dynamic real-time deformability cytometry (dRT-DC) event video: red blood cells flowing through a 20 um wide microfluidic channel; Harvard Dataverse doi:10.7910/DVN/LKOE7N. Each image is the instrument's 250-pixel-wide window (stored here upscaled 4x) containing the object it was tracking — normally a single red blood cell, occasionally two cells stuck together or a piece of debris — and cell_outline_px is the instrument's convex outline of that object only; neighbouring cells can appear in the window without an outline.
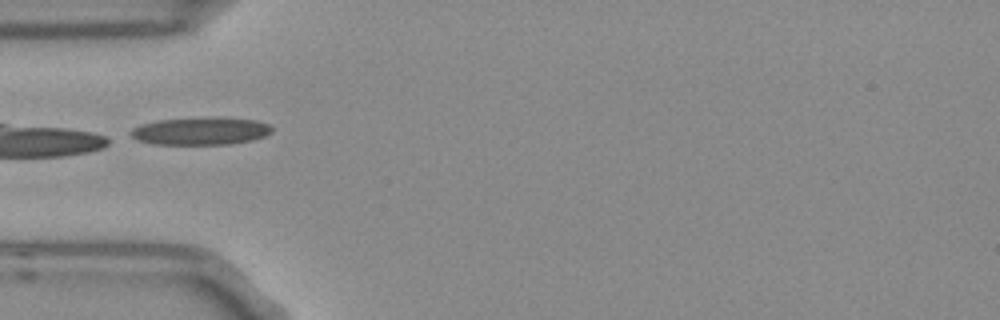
{"species": "Egyptian fruit bat (a non-hibernating species)", "species_latin": "Rousettus aegyptiacus", "temperature_condition": "room temperature", "stored_images_in_passage": 6, "camera_frame_rate_fps": 3000, "um_per_image_px": 0.085, "frame": {"image": 1, "passage_image": 5, "time_ms": 1.333, "image_size_px": [1000, 320], "cell_outline_px": [[272, 132], [264, 136], [252, 140], [228, 144], [152, 144], [136, 140], [132, 136], [132, 128], [140, 124], [156, 120], [256, 120], [268, 124], [272, 128]], "centroid_in_image_um": [17.0, 11.19], "position_along_channel_um": 68.0, "area_um2": 21.5}}
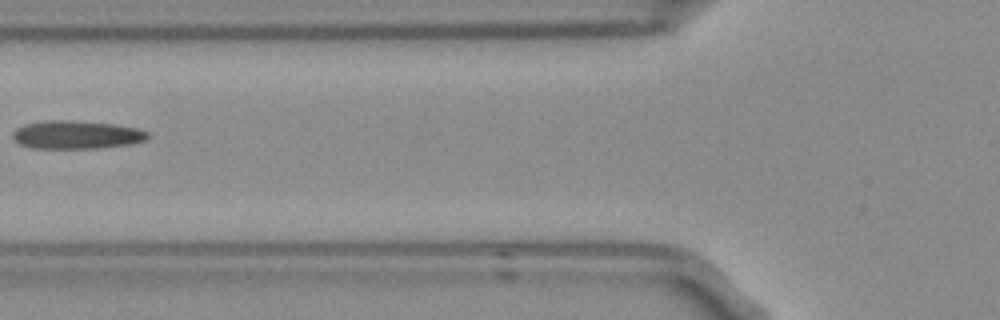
{"frame": {"image": 2, "passage_image": 6, "time_ms": 1.667, "image_size_px": [1000, 320], "cell_outline_px": [[148, 140], [132, 144], [100, 148], [32, 148], [20, 144], [12, 136], [12, 132], [16, 128], [24, 124], [44, 120], [72, 120], [116, 124], [136, 128], [148, 132]], "centroid_in_image_um": [6.51, 11.45], "position_along_channel_um": 119.3, "area_um2": 22.43}}